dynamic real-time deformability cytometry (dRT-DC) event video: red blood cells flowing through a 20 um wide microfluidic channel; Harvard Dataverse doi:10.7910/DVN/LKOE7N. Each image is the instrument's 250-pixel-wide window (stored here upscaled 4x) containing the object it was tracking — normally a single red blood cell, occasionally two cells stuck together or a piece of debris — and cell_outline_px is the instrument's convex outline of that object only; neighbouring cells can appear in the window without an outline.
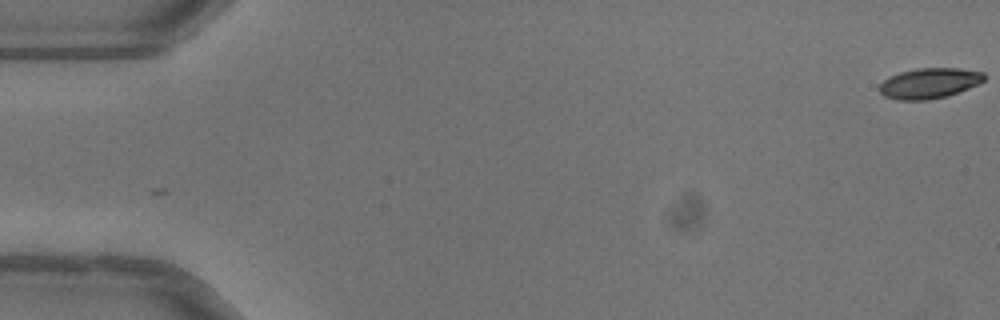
{"species": "common noctule bat (a hibernating species)", "species_latin": "Nyctalus noctula", "temperature_condition": "warm", "stored_images_in_passage": 52, "camera_frame_rate_fps": 3000, "um_per_image_px": 0.085, "animal": {"sex": "female"}, "frame": {"image": 1, "passage_image": 1, "time_ms": 0.0, "image_size_px": [1000, 320], "cell_outline_px": [[984, 80], [968, 88], [948, 96], [928, 100], [896, 100], [884, 96], [880, 92], [880, 84], [888, 76], [900, 72], [916, 68], [960, 68], [984, 72]], "centroid_in_image_um": [78.96, 7.07], "position_along_channel_um": 6.0, "area_um2": 18.61}}
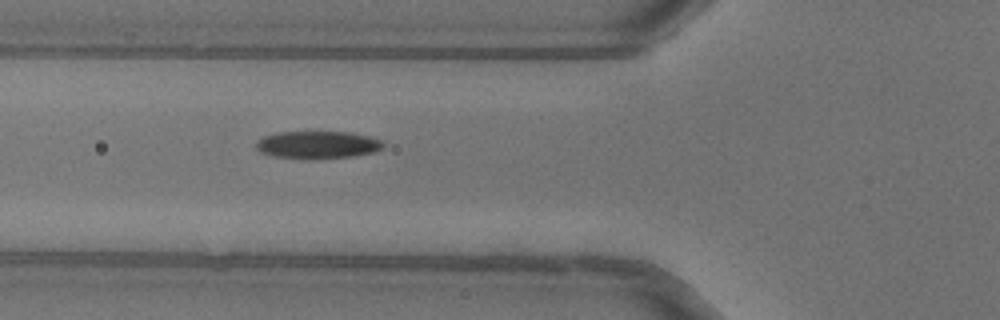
{"frame": {"image": 2, "passage_image": 20, "time_ms": 6.333, "image_size_px": [1000, 320], "cell_outline_px": [[384, 148], [372, 152], [352, 156], [312, 160], [308, 160], [272, 156], [260, 152], [256, 148], [256, 140], [264, 136], [276, 132], [352, 132], [384, 140]], "centroid_in_image_um": [26.98, 12.32], "position_along_channel_um": 98.8, "area_um2": 20.81}}
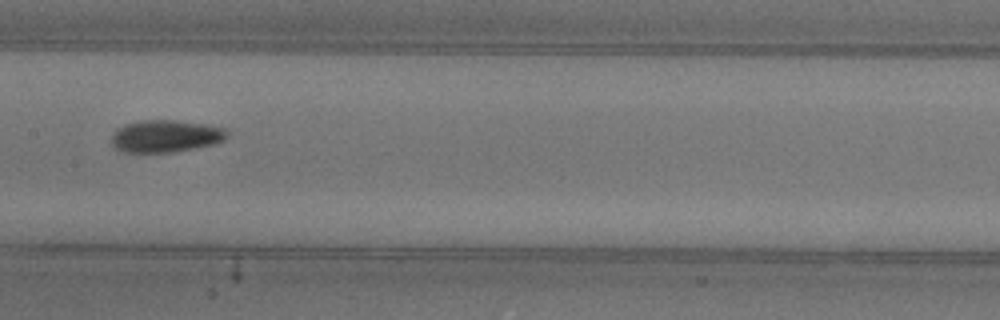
{"frame": {"image": 3, "passage_image": 27, "time_ms": 8.667, "image_size_px": [1000, 320], "cell_outline_px": [[228, 136], [224, 140], [212, 144], [196, 148], [172, 152], [124, 152], [116, 148], [112, 144], [112, 132], [116, 128], [124, 124], [136, 120], [172, 120], [204, 124], [228, 128]], "centroid_in_image_um": [14.07, 11.56], "position_along_channel_um": 193.3, "area_um2": 21.91}, "authors_computed_cell_mechanics": {"area_um2": 19.9988, "velocity_mm_per_s": 4.0336, "shape_relaxation_time_tau1_ms": 4.459, "shape_relaxation_time_tau2_ms": 2.4307, "deformation_change_tau1": 0.1452, "deformation_change_tau2": 0.0735}}